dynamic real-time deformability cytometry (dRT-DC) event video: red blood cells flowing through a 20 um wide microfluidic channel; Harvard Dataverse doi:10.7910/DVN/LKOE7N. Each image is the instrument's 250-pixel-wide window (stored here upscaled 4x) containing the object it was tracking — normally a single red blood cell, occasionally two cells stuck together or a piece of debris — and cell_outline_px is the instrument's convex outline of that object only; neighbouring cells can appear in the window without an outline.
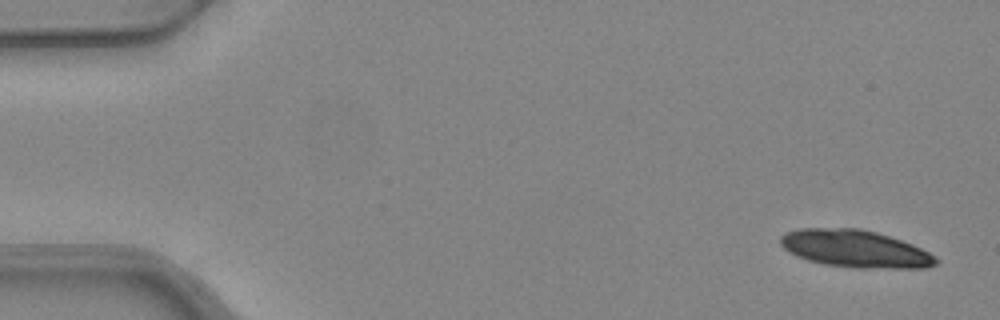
{"species": "common noctule bat (a hibernating species)", "species_latin": "Nyctalus noctula", "temperature_condition": "warm", "stored_images_in_passage": 5, "camera_frame_rate_fps": 3000, "um_per_image_px": 0.085, "animal": {"sex": "female", "body_mass_g": 24.6, "forearm_length_mm": 56.2}, "frame": {"image": 1, "passage_image": 1, "time_ms": 0.0, "image_size_px": [1000, 320], "cell_outline_px": [[940, 260], [936, 264], [928, 268], [852, 268], [824, 264], [808, 260], [796, 256], [788, 252], [780, 244], [780, 236], [784, 232], [800, 228], [860, 228], [876, 232], [912, 244], [936, 256]], "centroid_in_image_um": [72.67, 21.15], "position_along_channel_um": 12.3, "area_um2": 34.1}}